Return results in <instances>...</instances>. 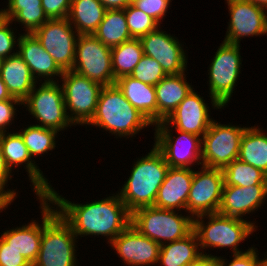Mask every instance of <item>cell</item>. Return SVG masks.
<instances>
[{
  "instance_id": "19",
  "label": "cell",
  "mask_w": 267,
  "mask_h": 266,
  "mask_svg": "<svg viewBox=\"0 0 267 266\" xmlns=\"http://www.w3.org/2000/svg\"><path fill=\"white\" fill-rule=\"evenodd\" d=\"M209 106L195 90H192L164 121L176 130L202 136L207 132L213 119Z\"/></svg>"
},
{
  "instance_id": "39",
  "label": "cell",
  "mask_w": 267,
  "mask_h": 266,
  "mask_svg": "<svg viewBox=\"0 0 267 266\" xmlns=\"http://www.w3.org/2000/svg\"><path fill=\"white\" fill-rule=\"evenodd\" d=\"M257 252L254 247H250L248 250L243 251V253L233 254V259L228 262L229 264L223 257L218 256V266H260L263 259L258 257L259 254Z\"/></svg>"
},
{
  "instance_id": "13",
  "label": "cell",
  "mask_w": 267,
  "mask_h": 266,
  "mask_svg": "<svg viewBox=\"0 0 267 266\" xmlns=\"http://www.w3.org/2000/svg\"><path fill=\"white\" fill-rule=\"evenodd\" d=\"M33 34L63 72L72 70L79 34L68 18L49 19Z\"/></svg>"
},
{
  "instance_id": "49",
  "label": "cell",
  "mask_w": 267,
  "mask_h": 266,
  "mask_svg": "<svg viewBox=\"0 0 267 266\" xmlns=\"http://www.w3.org/2000/svg\"><path fill=\"white\" fill-rule=\"evenodd\" d=\"M260 266H267V257L263 258V261L261 262Z\"/></svg>"
},
{
  "instance_id": "12",
  "label": "cell",
  "mask_w": 267,
  "mask_h": 266,
  "mask_svg": "<svg viewBox=\"0 0 267 266\" xmlns=\"http://www.w3.org/2000/svg\"><path fill=\"white\" fill-rule=\"evenodd\" d=\"M170 128L165 121H161L155 125L154 133V146L163 154L169 167L191 169L194 163L202 165V138L179 130H176L179 136L173 137Z\"/></svg>"
},
{
  "instance_id": "44",
  "label": "cell",
  "mask_w": 267,
  "mask_h": 266,
  "mask_svg": "<svg viewBox=\"0 0 267 266\" xmlns=\"http://www.w3.org/2000/svg\"><path fill=\"white\" fill-rule=\"evenodd\" d=\"M187 266H218V258L215 255L203 254Z\"/></svg>"
},
{
  "instance_id": "35",
  "label": "cell",
  "mask_w": 267,
  "mask_h": 266,
  "mask_svg": "<svg viewBox=\"0 0 267 266\" xmlns=\"http://www.w3.org/2000/svg\"><path fill=\"white\" fill-rule=\"evenodd\" d=\"M127 26L132 38L140 39L160 25L143 11L130 3L125 9Z\"/></svg>"
},
{
  "instance_id": "14",
  "label": "cell",
  "mask_w": 267,
  "mask_h": 266,
  "mask_svg": "<svg viewBox=\"0 0 267 266\" xmlns=\"http://www.w3.org/2000/svg\"><path fill=\"white\" fill-rule=\"evenodd\" d=\"M198 169L201 170H194L186 205V212L193 219L200 215L218 213L224 186L222 169L205 166Z\"/></svg>"
},
{
  "instance_id": "5",
  "label": "cell",
  "mask_w": 267,
  "mask_h": 266,
  "mask_svg": "<svg viewBox=\"0 0 267 266\" xmlns=\"http://www.w3.org/2000/svg\"><path fill=\"white\" fill-rule=\"evenodd\" d=\"M206 217L208 221L205 224ZM255 227L257 228L251 221L219 213L200 215L193 219V231L197 235L200 249L229 247L233 254L243 253L238 248L239 243L255 232Z\"/></svg>"
},
{
  "instance_id": "20",
  "label": "cell",
  "mask_w": 267,
  "mask_h": 266,
  "mask_svg": "<svg viewBox=\"0 0 267 266\" xmlns=\"http://www.w3.org/2000/svg\"><path fill=\"white\" fill-rule=\"evenodd\" d=\"M267 197V184L249 187L224 185L218 213L243 219L246 214L254 212Z\"/></svg>"
},
{
  "instance_id": "48",
  "label": "cell",
  "mask_w": 267,
  "mask_h": 266,
  "mask_svg": "<svg viewBox=\"0 0 267 266\" xmlns=\"http://www.w3.org/2000/svg\"><path fill=\"white\" fill-rule=\"evenodd\" d=\"M251 3L255 4L256 6H260L267 10V0H247Z\"/></svg>"
},
{
  "instance_id": "32",
  "label": "cell",
  "mask_w": 267,
  "mask_h": 266,
  "mask_svg": "<svg viewBox=\"0 0 267 266\" xmlns=\"http://www.w3.org/2000/svg\"><path fill=\"white\" fill-rule=\"evenodd\" d=\"M144 55L140 39H131L111 48V61L114 78L131 75Z\"/></svg>"
},
{
  "instance_id": "8",
  "label": "cell",
  "mask_w": 267,
  "mask_h": 266,
  "mask_svg": "<svg viewBox=\"0 0 267 266\" xmlns=\"http://www.w3.org/2000/svg\"><path fill=\"white\" fill-rule=\"evenodd\" d=\"M58 82V79L57 82H43L39 88L35 85L22 105L39 121L35 125L60 132L73 123L67 116L63 90Z\"/></svg>"
},
{
  "instance_id": "1",
  "label": "cell",
  "mask_w": 267,
  "mask_h": 266,
  "mask_svg": "<svg viewBox=\"0 0 267 266\" xmlns=\"http://www.w3.org/2000/svg\"><path fill=\"white\" fill-rule=\"evenodd\" d=\"M111 195L99 201L76 204L52 189L46 198L57 206V212L71 226L76 237L101 235L111 243L131 224V212L119 194Z\"/></svg>"
},
{
  "instance_id": "3",
  "label": "cell",
  "mask_w": 267,
  "mask_h": 266,
  "mask_svg": "<svg viewBox=\"0 0 267 266\" xmlns=\"http://www.w3.org/2000/svg\"><path fill=\"white\" fill-rule=\"evenodd\" d=\"M90 124L120 138L133 137L145 127L153 125L128 102L116 84L102 87L95 114L87 125Z\"/></svg>"
},
{
  "instance_id": "2",
  "label": "cell",
  "mask_w": 267,
  "mask_h": 266,
  "mask_svg": "<svg viewBox=\"0 0 267 266\" xmlns=\"http://www.w3.org/2000/svg\"><path fill=\"white\" fill-rule=\"evenodd\" d=\"M132 167L131 175L118 192L131 213L141 207L154 206L169 165L163 154L153 145L150 152L145 157L138 158Z\"/></svg>"
},
{
  "instance_id": "26",
  "label": "cell",
  "mask_w": 267,
  "mask_h": 266,
  "mask_svg": "<svg viewBox=\"0 0 267 266\" xmlns=\"http://www.w3.org/2000/svg\"><path fill=\"white\" fill-rule=\"evenodd\" d=\"M115 84L134 108L143 114L153 126L157 124L155 86L143 83L130 75L119 77Z\"/></svg>"
},
{
  "instance_id": "7",
  "label": "cell",
  "mask_w": 267,
  "mask_h": 266,
  "mask_svg": "<svg viewBox=\"0 0 267 266\" xmlns=\"http://www.w3.org/2000/svg\"><path fill=\"white\" fill-rule=\"evenodd\" d=\"M240 45L223 41L209 67V97L214 109L226 107L241 73Z\"/></svg>"
},
{
  "instance_id": "6",
  "label": "cell",
  "mask_w": 267,
  "mask_h": 266,
  "mask_svg": "<svg viewBox=\"0 0 267 266\" xmlns=\"http://www.w3.org/2000/svg\"><path fill=\"white\" fill-rule=\"evenodd\" d=\"M131 225L160 246L185 238L193 231V218L155 206L141 207L131 213Z\"/></svg>"
},
{
  "instance_id": "50",
  "label": "cell",
  "mask_w": 267,
  "mask_h": 266,
  "mask_svg": "<svg viewBox=\"0 0 267 266\" xmlns=\"http://www.w3.org/2000/svg\"><path fill=\"white\" fill-rule=\"evenodd\" d=\"M2 62H3V58L0 57V73H1Z\"/></svg>"
},
{
  "instance_id": "10",
  "label": "cell",
  "mask_w": 267,
  "mask_h": 266,
  "mask_svg": "<svg viewBox=\"0 0 267 266\" xmlns=\"http://www.w3.org/2000/svg\"><path fill=\"white\" fill-rule=\"evenodd\" d=\"M61 80L68 118L73 125L87 126L95 114L102 86L73 70L64 71Z\"/></svg>"
},
{
  "instance_id": "45",
  "label": "cell",
  "mask_w": 267,
  "mask_h": 266,
  "mask_svg": "<svg viewBox=\"0 0 267 266\" xmlns=\"http://www.w3.org/2000/svg\"><path fill=\"white\" fill-rule=\"evenodd\" d=\"M106 9H125L132 0H100Z\"/></svg>"
},
{
  "instance_id": "24",
  "label": "cell",
  "mask_w": 267,
  "mask_h": 266,
  "mask_svg": "<svg viewBox=\"0 0 267 266\" xmlns=\"http://www.w3.org/2000/svg\"><path fill=\"white\" fill-rule=\"evenodd\" d=\"M40 209L42 210V224L32 220L31 223L21 227L12 228L4 231L0 237L15 248L31 265L36 261L41 246L43 232V197H38Z\"/></svg>"
},
{
  "instance_id": "15",
  "label": "cell",
  "mask_w": 267,
  "mask_h": 266,
  "mask_svg": "<svg viewBox=\"0 0 267 266\" xmlns=\"http://www.w3.org/2000/svg\"><path fill=\"white\" fill-rule=\"evenodd\" d=\"M230 22L224 41L240 45L244 37L267 35V10L247 0H226Z\"/></svg>"
},
{
  "instance_id": "27",
  "label": "cell",
  "mask_w": 267,
  "mask_h": 266,
  "mask_svg": "<svg viewBox=\"0 0 267 266\" xmlns=\"http://www.w3.org/2000/svg\"><path fill=\"white\" fill-rule=\"evenodd\" d=\"M106 8L100 0H71L68 20L79 35L94 34Z\"/></svg>"
},
{
  "instance_id": "37",
  "label": "cell",
  "mask_w": 267,
  "mask_h": 266,
  "mask_svg": "<svg viewBox=\"0 0 267 266\" xmlns=\"http://www.w3.org/2000/svg\"><path fill=\"white\" fill-rule=\"evenodd\" d=\"M10 24H12V21L3 17L0 19V57L3 59L18 53V50L15 52L13 49L15 46L18 47L19 37L16 39V34L14 30L10 28L12 27Z\"/></svg>"
},
{
  "instance_id": "25",
  "label": "cell",
  "mask_w": 267,
  "mask_h": 266,
  "mask_svg": "<svg viewBox=\"0 0 267 266\" xmlns=\"http://www.w3.org/2000/svg\"><path fill=\"white\" fill-rule=\"evenodd\" d=\"M0 77L5 83L9 94L23 102L38 82L30 68L16 53L3 59Z\"/></svg>"
},
{
  "instance_id": "42",
  "label": "cell",
  "mask_w": 267,
  "mask_h": 266,
  "mask_svg": "<svg viewBox=\"0 0 267 266\" xmlns=\"http://www.w3.org/2000/svg\"><path fill=\"white\" fill-rule=\"evenodd\" d=\"M15 105H21L22 102L19 99L11 98L10 100L0 101V133L7 132V126L12 125L14 116H16ZM11 123V124H10Z\"/></svg>"
},
{
  "instance_id": "33",
  "label": "cell",
  "mask_w": 267,
  "mask_h": 266,
  "mask_svg": "<svg viewBox=\"0 0 267 266\" xmlns=\"http://www.w3.org/2000/svg\"><path fill=\"white\" fill-rule=\"evenodd\" d=\"M224 185L249 187L267 184V175L261 170L239 159L232 161L222 169Z\"/></svg>"
},
{
  "instance_id": "29",
  "label": "cell",
  "mask_w": 267,
  "mask_h": 266,
  "mask_svg": "<svg viewBox=\"0 0 267 266\" xmlns=\"http://www.w3.org/2000/svg\"><path fill=\"white\" fill-rule=\"evenodd\" d=\"M8 8L1 9L2 17L21 22L26 33H33L49 19L44 13L42 0H7Z\"/></svg>"
},
{
  "instance_id": "17",
  "label": "cell",
  "mask_w": 267,
  "mask_h": 266,
  "mask_svg": "<svg viewBox=\"0 0 267 266\" xmlns=\"http://www.w3.org/2000/svg\"><path fill=\"white\" fill-rule=\"evenodd\" d=\"M0 145L7 167L11 170L21 164H25V170L28 172L29 180L33 185V191L37 197H46L53 189L43 175V172L31 158L28 148L19 132L0 133Z\"/></svg>"
},
{
  "instance_id": "36",
  "label": "cell",
  "mask_w": 267,
  "mask_h": 266,
  "mask_svg": "<svg viewBox=\"0 0 267 266\" xmlns=\"http://www.w3.org/2000/svg\"><path fill=\"white\" fill-rule=\"evenodd\" d=\"M130 76L143 83L155 86L166 76V73L155 59L143 55Z\"/></svg>"
},
{
  "instance_id": "23",
  "label": "cell",
  "mask_w": 267,
  "mask_h": 266,
  "mask_svg": "<svg viewBox=\"0 0 267 266\" xmlns=\"http://www.w3.org/2000/svg\"><path fill=\"white\" fill-rule=\"evenodd\" d=\"M185 72L177 75H166L157 85V124L168 118L176 107L194 89L186 82Z\"/></svg>"
},
{
  "instance_id": "30",
  "label": "cell",
  "mask_w": 267,
  "mask_h": 266,
  "mask_svg": "<svg viewBox=\"0 0 267 266\" xmlns=\"http://www.w3.org/2000/svg\"><path fill=\"white\" fill-rule=\"evenodd\" d=\"M238 159L267 175V134L263 128L252 126L245 129Z\"/></svg>"
},
{
  "instance_id": "38",
  "label": "cell",
  "mask_w": 267,
  "mask_h": 266,
  "mask_svg": "<svg viewBox=\"0 0 267 266\" xmlns=\"http://www.w3.org/2000/svg\"><path fill=\"white\" fill-rule=\"evenodd\" d=\"M171 0H132V4L139 10L153 18L159 25L165 17Z\"/></svg>"
},
{
  "instance_id": "16",
  "label": "cell",
  "mask_w": 267,
  "mask_h": 266,
  "mask_svg": "<svg viewBox=\"0 0 267 266\" xmlns=\"http://www.w3.org/2000/svg\"><path fill=\"white\" fill-rule=\"evenodd\" d=\"M159 28L160 26L140 38L144 55L155 59L166 75L185 72L188 57L182 46L184 44Z\"/></svg>"
},
{
  "instance_id": "47",
  "label": "cell",
  "mask_w": 267,
  "mask_h": 266,
  "mask_svg": "<svg viewBox=\"0 0 267 266\" xmlns=\"http://www.w3.org/2000/svg\"><path fill=\"white\" fill-rule=\"evenodd\" d=\"M10 204L11 202L0 193V212H2L3 209H6Z\"/></svg>"
},
{
  "instance_id": "21",
  "label": "cell",
  "mask_w": 267,
  "mask_h": 266,
  "mask_svg": "<svg viewBox=\"0 0 267 266\" xmlns=\"http://www.w3.org/2000/svg\"><path fill=\"white\" fill-rule=\"evenodd\" d=\"M194 170L169 167L165 180L158 190L154 206L168 210L186 211Z\"/></svg>"
},
{
  "instance_id": "18",
  "label": "cell",
  "mask_w": 267,
  "mask_h": 266,
  "mask_svg": "<svg viewBox=\"0 0 267 266\" xmlns=\"http://www.w3.org/2000/svg\"><path fill=\"white\" fill-rule=\"evenodd\" d=\"M110 246L128 266H149L158 263L160 245L142 235L131 224L121 232Z\"/></svg>"
},
{
  "instance_id": "46",
  "label": "cell",
  "mask_w": 267,
  "mask_h": 266,
  "mask_svg": "<svg viewBox=\"0 0 267 266\" xmlns=\"http://www.w3.org/2000/svg\"><path fill=\"white\" fill-rule=\"evenodd\" d=\"M12 96L9 94L7 87L0 77V101L10 100Z\"/></svg>"
},
{
  "instance_id": "9",
  "label": "cell",
  "mask_w": 267,
  "mask_h": 266,
  "mask_svg": "<svg viewBox=\"0 0 267 266\" xmlns=\"http://www.w3.org/2000/svg\"><path fill=\"white\" fill-rule=\"evenodd\" d=\"M72 70L102 87L116 82L112 69L111 48L93 34L78 36Z\"/></svg>"
},
{
  "instance_id": "43",
  "label": "cell",
  "mask_w": 267,
  "mask_h": 266,
  "mask_svg": "<svg viewBox=\"0 0 267 266\" xmlns=\"http://www.w3.org/2000/svg\"><path fill=\"white\" fill-rule=\"evenodd\" d=\"M11 170L7 167L5 158L3 156L2 148L0 145V193L4 195L11 203L17 198L16 191L14 190H5V186L13 176Z\"/></svg>"
},
{
  "instance_id": "40",
  "label": "cell",
  "mask_w": 267,
  "mask_h": 266,
  "mask_svg": "<svg viewBox=\"0 0 267 266\" xmlns=\"http://www.w3.org/2000/svg\"><path fill=\"white\" fill-rule=\"evenodd\" d=\"M0 266H32L15 248L0 237Z\"/></svg>"
},
{
  "instance_id": "28",
  "label": "cell",
  "mask_w": 267,
  "mask_h": 266,
  "mask_svg": "<svg viewBox=\"0 0 267 266\" xmlns=\"http://www.w3.org/2000/svg\"><path fill=\"white\" fill-rule=\"evenodd\" d=\"M199 247L197 235L192 231L183 239L161 245L158 263L162 266H187L206 254Z\"/></svg>"
},
{
  "instance_id": "34",
  "label": "cell",
  "mask_w": 267,
  "mask_h": 266,
  "mask_svg": "<svg viewBox=\"0 0 267 266\" xmlns=\"http://www.w3.org/2000/svg\"><path fill=\"white\" fill-rule=\"evenodd\" d=\"M25 146L28 148L31 158H36L38 155L48 153V151L55 149V139L57 137V130L45 128L37 125H30L24 129L19 130ZM36 156V157H33Z\"/></svg>"
},
{
  "instance_id": "31",
  "label": "cell",
  "mask_w": 267,
  "mask_h": 266,
  "mask_svg": "<svg viewBox=\"0 0 267 266\" xmlns=\"http://www.w3.org/2000/svg\"><path fill=\"white\" fill-rule=\"evenodd\" d=\"M93 35L110 48L133 39L124 9H106L103 20Z\"/></svg>"
},
{
  "instance_id": "41",
  "label": "cell",
  "mask_w": 267,
  "mask_h": 266,
  "mask_svg": "<svg viewBox=\"0 0 267 266\" xmlns=\"http://www.w3.org/2000/svg\"><path fill=\"white\" fill-rule=\"evenodd\" d=\"M42 7L48 19H63L69 15L71 0H42Z\"/></svg>"
},
{
  "instance_id": "22",
  "label": "cell",
  "mask_w": 267,
  "mask_h": 266,
  "mask_svg": "<svg viewBox=\"0 0 267 266\" xmlns=\"http://www.w3.org/2000/svg\"><path fill=\"white\" fill-rule=\"evenodd\" d=\"M18 54L30 68L35 80L44 82H56L53 77H62L63 71L55 63L54 59L42 47L33 33L19 34Z\"/></svg>"
},
{
  "instance_id": "4",
  "label": "cell",
  "mask_w": 267,
  "mask_h": 266,
  "mask_svg": "<svg viewBox=\"0 0 267 266\" xmlns=\"http://www.w3.org/2000/svg\"><path fill=\"white\" fill-rule=\"evenodd\" d=\"M51 202L43 197V232L41 246L32 266H78L76 235ZM54 208V209H53Z\"/></svg>"
},
{
  "instance_id": "11",
  "label": "cell",
  "mask_w": 267,
  "mask_h": 266,
  "mask_svg": "<svg viewBox=\"0 0 267 266\" xmlns=\"http://www.w3.org/2000/svg\"><path fill=\"white\" fill-rule=\"evenodd\" d=\"M247 127L212 121L202 136V166L223 169L238 159L241 139Z\"/></svg>"
}]
</instances>
